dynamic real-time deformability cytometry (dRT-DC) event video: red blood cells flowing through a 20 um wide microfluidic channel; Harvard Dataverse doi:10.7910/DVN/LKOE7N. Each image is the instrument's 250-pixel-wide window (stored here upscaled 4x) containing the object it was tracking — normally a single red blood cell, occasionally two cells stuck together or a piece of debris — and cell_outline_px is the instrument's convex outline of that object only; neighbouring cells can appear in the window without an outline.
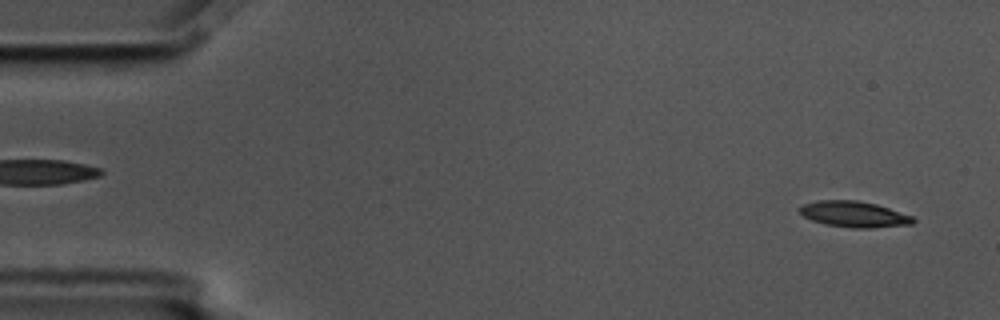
{"species": "common noctule bat (a hibernating species)", "species_latin": "Nyctalus noctula", "temperature_condition": "cold", "stored_images_in_passage": 5, "camera_frame_rate_fps": 3000, "um_per_image_px": 0.085, "animal": {"sex": "male", "body_mass_g": 17.5, "forearm_length_mm": 52.3}, "frame": {"image": 1, "passage_image": 1, "time_ms": 0.0, "image_size_px": [1000, 320], "cell_outline_px": [[916, 220], [912, 224], [872, 228], [852, 228], [824, 224], [812, 220], [804, 216], [800, 212], [800, 208], [804, 204], [816, 200], [856, 200], [876, 204], [912, 216]], "centroid_in_image_um": [72.59, 18.21], "position_along_channel_um": 12.4, "area_um2": 17.05}}
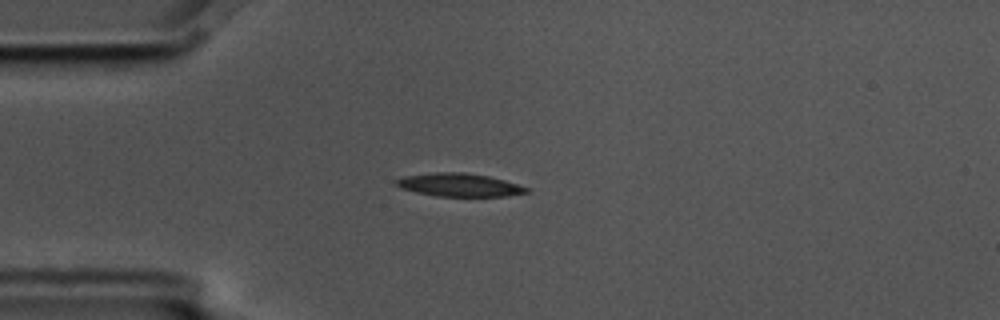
{"frame": {"image": 2, "passage_image": 4, "time_ms": 1.0, "image_size_px": [1000, 320], "cell_outline_px": [[528, 192], [508, 196], [436, 196], [416, 192], [400, 188], [396, 184], [396, 180], [404, 176], [436, 172], [464, 172], [488, 176], [504, 180], [528, 188]], "centroid_in_image_um": [39.02, 15.72], "position_along_channel_um": 46.0, "area_um2": 17.4}}